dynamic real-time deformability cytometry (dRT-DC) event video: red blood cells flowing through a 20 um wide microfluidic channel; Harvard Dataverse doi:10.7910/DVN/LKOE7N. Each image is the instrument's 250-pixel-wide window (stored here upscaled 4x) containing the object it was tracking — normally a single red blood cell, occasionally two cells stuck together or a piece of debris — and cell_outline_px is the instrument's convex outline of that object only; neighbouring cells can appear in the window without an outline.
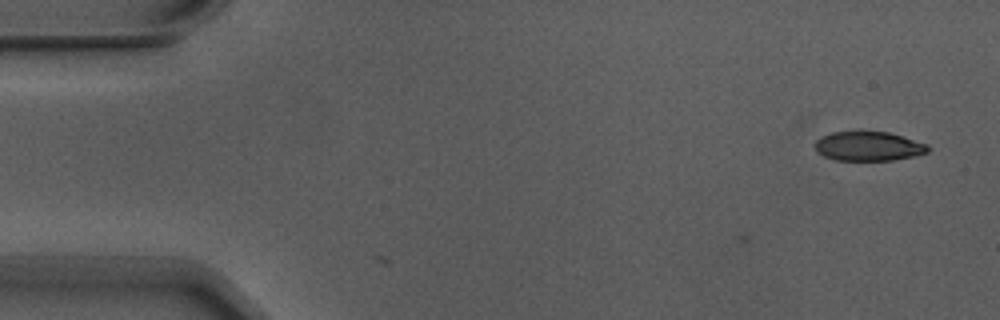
{"species": "Egyptian fruit bat (a non-hibernating species)", "species_latin": "Rousettus aegyptiacus", "temperature_condition": "warm", "stored_images_in_passage": 4, "camera_frame_rate_fps": 3000, "um_per_image_px": 0.085, "animal": {"sex": "male"}, "frame": {"image": 1, "passage_image": 2, "time_ms": 0.333, "image_size_px": [1000, 320], "cell_outline_px": [[932, 148], [928, 152], [916, 156], [892, 160], [836, 160], [824, 156], [816, 152], [816, 140], [832, 132], [888, 132], [928, 144]], "centroid_in_image_um": [73.87, 12.44], "position_along_channel_um": 11.1, "area_um2": 19.19}}